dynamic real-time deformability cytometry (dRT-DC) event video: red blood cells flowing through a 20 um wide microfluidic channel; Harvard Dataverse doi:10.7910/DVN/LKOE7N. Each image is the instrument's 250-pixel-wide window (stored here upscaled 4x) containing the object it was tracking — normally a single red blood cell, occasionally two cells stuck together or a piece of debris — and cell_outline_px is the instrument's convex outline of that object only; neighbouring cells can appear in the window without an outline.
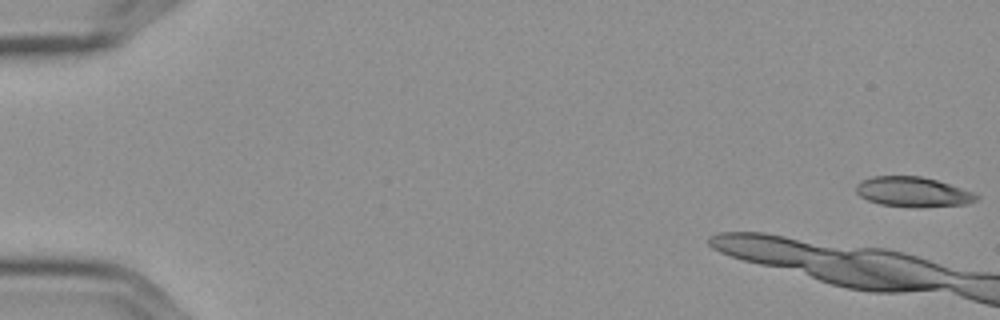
{"species": "Egyptian fruit bat (a non-hibernating species)", "species_latin": "Rousettus aegyptiacus", "temperature_condition": "cold", "stored_images_in_passage": 4, "camera_frame_rate_fps": 3000, "um_per_image_px": 0.085, "frame": {"image": 1, "passage_image": 1, "time_ms": 0.0, "image_size_px": [1000, 320], "cell_outline_px": [[980, 196], [976, 200], [968, 204], [920, 208], [912, 208], [880, 204], [868, 200], [860, 196], [856, 192], [856, 184], [860, 180], [872, 176], [920, 176], [936, 180], [972, 192]], "centroid_in_image_um": [77.57, 16.32], "position_along_channel_um": 7.4, "area_um2": 21.15}}